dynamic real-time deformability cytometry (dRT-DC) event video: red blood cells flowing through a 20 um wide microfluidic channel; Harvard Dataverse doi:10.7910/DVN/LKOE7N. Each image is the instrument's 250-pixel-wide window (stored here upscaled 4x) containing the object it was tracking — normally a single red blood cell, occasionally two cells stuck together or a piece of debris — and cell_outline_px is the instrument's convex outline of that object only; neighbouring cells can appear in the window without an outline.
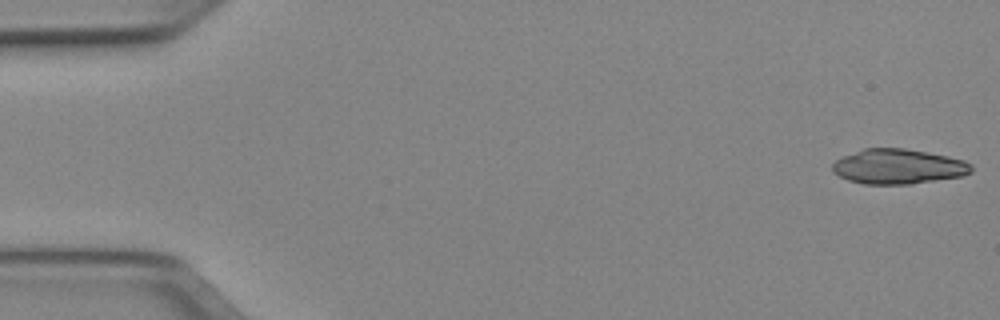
{"species": "Egyptian fruit bat (a non-hibernating species)", "species_latin": "Rousettus aegyptiacus", "temperature_condition": "cold", "stored_images_in_passage": 15, "camera_frame_rate_fps": 3000, "um_per_image_px": 0.085, "animal": {"sex": "female"}, "frame": {"image": 1, "passage_image": 1, "time_ms": 0.0, "image_size_px": [1000, 320], "cell_outline_px": [[972, 172], [964, 176], [912, 184], [864, 184], [848, 180], [832, 172], [832, 164], [836, 160], [844, 156], [864, 148], [904, 148], [948, 156], [964, 160], [972, 164]], "centroid_in_image_um": [76.37, 14.16], "position_along_channel_um": 8.6, "area_um2": 28.38}}
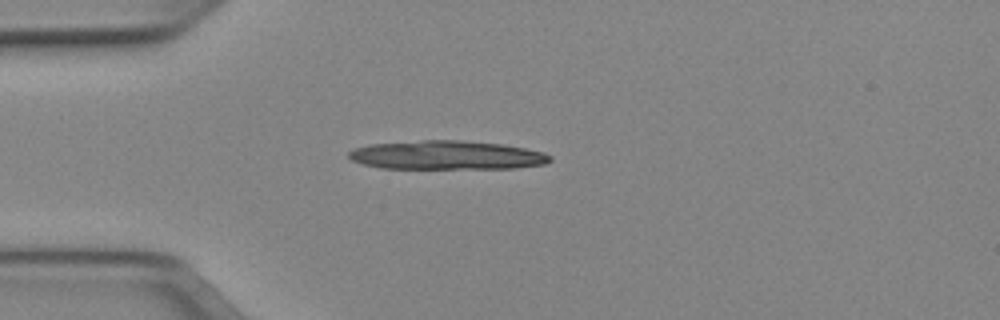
{"frame": {"image": 2, "passage_image": 13, "time_ms": 4.0, "image_size_px": [1000, 320], "cell_outline_px": [[552, 160], [548, 164], [516, 168], [380, 168], [364, 164], [352, 160], [348, 156], [348, 152], [352, 148], [368, 144], [420, 140], [460, 140], [504, 144], [544, 152], [552, 156]], "centroid_in_image_um": [37.99, 13.18], "position_along_channel_um": 47.0, "area_um2": 34.1}}